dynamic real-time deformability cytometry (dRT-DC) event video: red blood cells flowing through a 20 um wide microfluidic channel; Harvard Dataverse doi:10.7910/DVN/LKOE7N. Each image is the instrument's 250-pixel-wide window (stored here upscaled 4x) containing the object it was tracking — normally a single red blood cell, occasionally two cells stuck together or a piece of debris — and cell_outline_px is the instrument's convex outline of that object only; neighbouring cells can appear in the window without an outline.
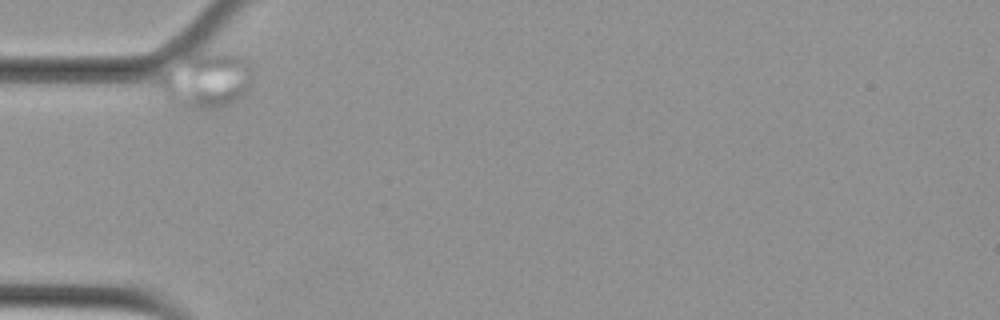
{"species": "Egyptian fruit bat (a non-hibernating species)", "species_latin": "Rousettus aegyptiacus", "temperature_condition": "cold", "stored_images_in_passage": 9, "segment_of_instrument_passage": [1, 2], "camera_frame_rate_fps": 3000, "um_per_image_px": 0.085, "animal": {"sex": "female"}, "frame": {"image": 1, "passage_image": 1, "time_ms": 0.0, "image_size_px": [1000, 320], "cell_outline_px": [[252, 80], [248, 92], [244, 96], [220, 108], [192, 108], [168, 100], [160, 88], [160, 76], [184, 52], [228, 52], [240, 56], [252, 68]], "centroid_in_image_um": [17.56, 6.76], "position_along_channel_um": 67.4, "area_um2": 30.52}}